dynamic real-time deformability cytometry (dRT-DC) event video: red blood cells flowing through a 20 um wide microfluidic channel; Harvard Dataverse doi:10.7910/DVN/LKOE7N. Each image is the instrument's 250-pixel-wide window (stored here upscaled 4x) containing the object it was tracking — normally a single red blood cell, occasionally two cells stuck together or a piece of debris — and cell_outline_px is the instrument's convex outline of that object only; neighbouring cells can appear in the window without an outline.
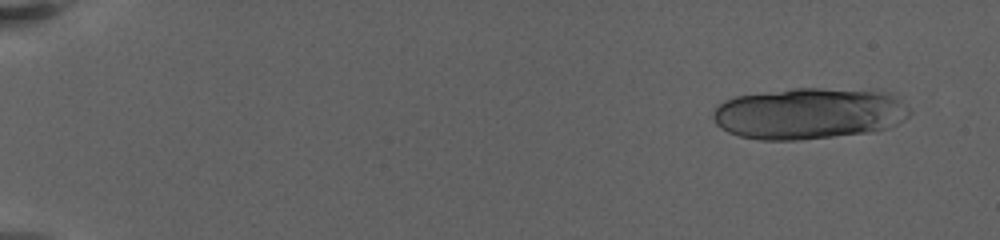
{"species": "human", "species_latin": "Homo sapiens", "temperature_condition": "warm", "stored_images_in_passage": 33, "segment_of_instrument_passage": [1, 2], "camera_frame_rate_fps": 3000, "um_per_image_px": 0.085, "donor": {"sex": "female"}, "frame": {"image": 1, "passage_image": 2, "time_ms": 1.0, "image_size_px": [1000, 240], "cell_outline_px": [[912, 112], [904, 120], [896, 124], [872, 132], [800, 140], [760, 140], [740, 136], [728, 132], [716, 124], [712, 116], [712, 112], [724, 100], [736, 96], [796, 88], [820, 88], [872, 92], [892, 96], [900, 100]], "centroid_in_image_um": [68.7, 9.67], "position_along_channel_um": 16.3, "area_um2": 58.2}}
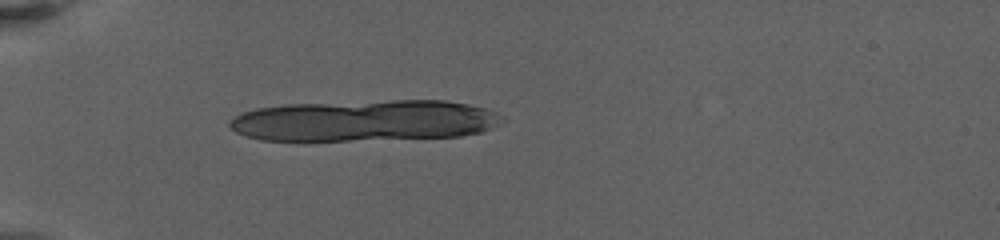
{"frame": {"image": 2, "passage_image": 9, "time_ms": 6.333, "image_size_px": [1000, 240], "cell_outline_px": [[504, 120], [500, 124], [484, 132], [460, 136], [348, 140], [260, 140], [236, 132], [228, 124], [228, 120], [244, 112], [256, 108], [288, 104], [392, 100], [444, 100], [468, 104], [484, 108], [496, 112], [504, 116]], "centroid_in_image_um": [31.04, 10.24], "position_along_channel_um": 54.0, "area_um2": 65.49}}